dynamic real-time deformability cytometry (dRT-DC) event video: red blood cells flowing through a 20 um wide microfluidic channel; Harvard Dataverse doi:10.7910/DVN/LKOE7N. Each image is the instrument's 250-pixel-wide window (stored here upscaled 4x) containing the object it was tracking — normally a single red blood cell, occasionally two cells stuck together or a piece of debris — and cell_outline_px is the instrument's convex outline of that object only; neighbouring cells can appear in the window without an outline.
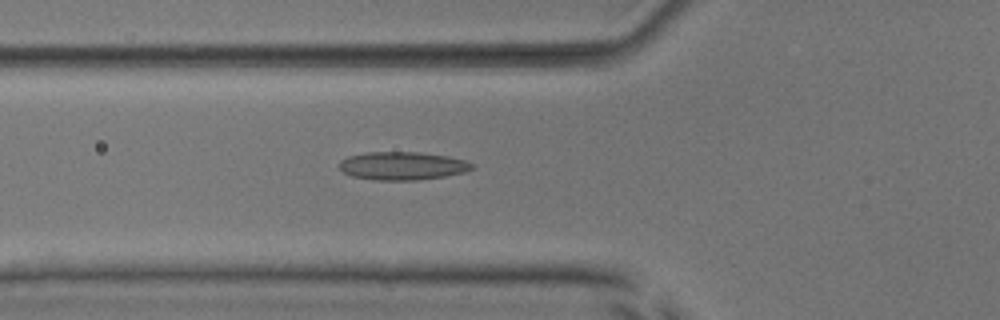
{"species": "common noctule bat (a hibernating species)", "species_latin": "Nyctalus noctula", "temperature_condition": "room temperature", "stored_images_in_passage": 52, "camera_frame_rate_fps": 3000, "um_per_image_px": 0.085, "animal": {"sex": "male", "body_mass_g": 17.9, "forearm_length_mm": 54.2}, "frame": {"image": 1, "passage_image": 19, "time_ms": 6.0, "image_size_px": [1000, 320], "cell_outline_px": [[476, 164], [472, 168], [464, 172], [444, 176], [420, 180], [376, 180], [352, 176], [344, 172], [340, 168], [340, 160], [348, 156], [364, 152], [420, 152], [448, 156], [464, 160]], "centroid_in_image_um": [34.21, 14.09], "position_along_channel_um": 91.6, "area_um2": 21.79}}
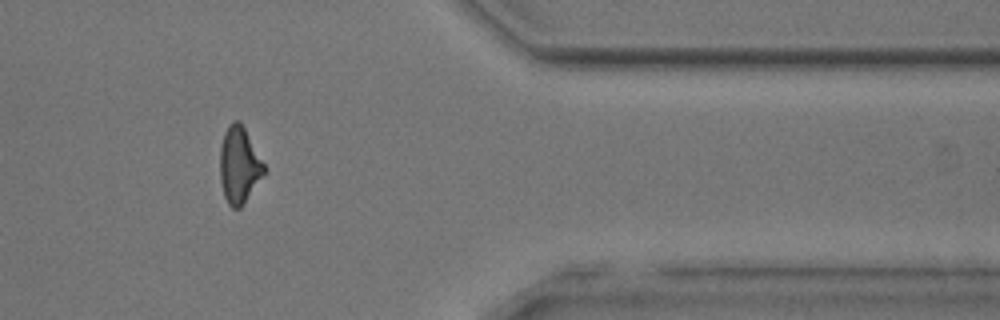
{"frame": {"image": 2, "passage_image": 43, "time_ms": 14.0, "image_size_px": [1000, 320], "cell_outline_px": [[264, 172], [244, 204], [240, 208], [232, 208], [228, 204], [224, 196], [220, 180], [220, 148], [224, 132], [228, 124], [232, 120], [240, 120], [264, 164]], "centroid_in_image_um": [20.29, 14.02], "position_along_channel_um": 391.1, "area_um2": 19.48}}
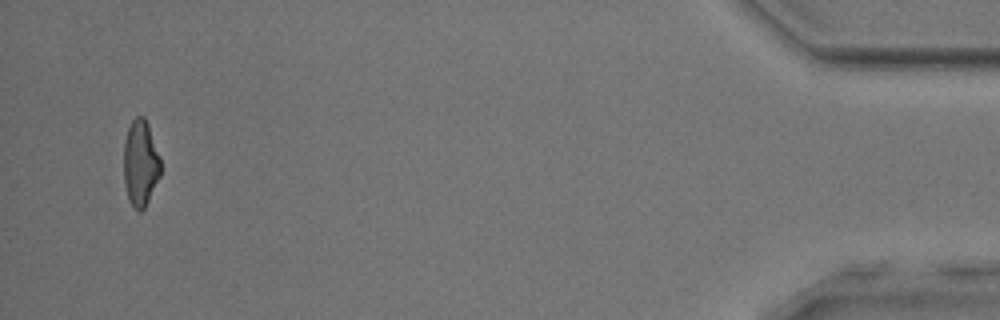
{"frame": {"image": 3, "passage_image": 50, "time_ms": 16.333, "image_size_px": [1000, 320], "cell_outline_px": [[160, 176], [144, 208], [140, 212], [136, 212], [132, 208], [128, 200], [124, 184], [124, 140], [128, 128], [132, 120], [136, 116], [144, 116], [148, 124], [160, 156]], "centroid_in_image_um": [11.93, 13.89], "position_along_channel_um": 423.3, "area_um2": 18.73}, "authors_computed_cell_mechanics": {"area_um2": 20.1433, "velocity_mm_per_s": 3.9891, "shape_relaxation_time_tau1_ms": null, "shape_relaxation_time_tau2_ms": 2.2674, "deformation_change_tau1": null, "deformation_change_tau2": 0.1267}}